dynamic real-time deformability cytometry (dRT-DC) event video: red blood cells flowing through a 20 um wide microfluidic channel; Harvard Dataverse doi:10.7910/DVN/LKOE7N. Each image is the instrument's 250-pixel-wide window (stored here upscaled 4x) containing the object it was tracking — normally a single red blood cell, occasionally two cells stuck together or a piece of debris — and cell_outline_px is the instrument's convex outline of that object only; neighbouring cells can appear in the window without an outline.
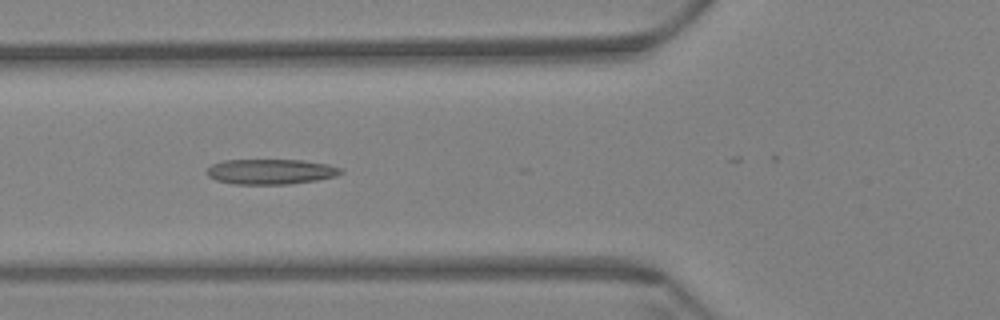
{"species": "Egyptian fruit bat (a non-hibernating species)", "species_latin": "Rousettus aegyptiacus", "temperature_condition": "warm", "stored_images_in_passage": 28, "camera_frame_rate_fps": 3000, "um_per_image_px": 0.085, "animal": {"sex": "female"}, "frame": {"image": 1, "passage_image": 23, "time_ms": 7.333, "image_size_px": [1000, 320], "cell_outline_px": [[344, 172], [336, 176], [316, 180], [288, 184], [232, 184], [216, 180], [208, 176], [204, 172], [212, 164], [224, 160], [304, 160], [328, 164], [340, 168]], "centroid_in_image_um": [22.99, 14.59], "position_along_channel_um": 102.8, "area_um2": 19.77}}
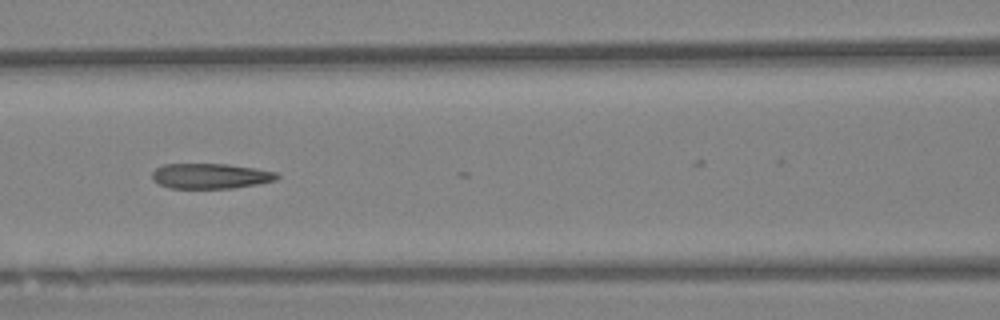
{"frame": {"image": 2, "passage_image": 27, "time_ms": 8.667, "image_size_px": [1000, 320], "cell_outline_px": [[280, 176], [276, 180], [256, 184], [232, 188], [168, 188], [152, 180], [152, 172], [156, 168], [164, 164], [228, 164], [256, 168], [276, 172]], "centroid_in_image_um": [17.88, 14.96], "position_along_channel_um": 148.7, "area_um2": 18.38}}